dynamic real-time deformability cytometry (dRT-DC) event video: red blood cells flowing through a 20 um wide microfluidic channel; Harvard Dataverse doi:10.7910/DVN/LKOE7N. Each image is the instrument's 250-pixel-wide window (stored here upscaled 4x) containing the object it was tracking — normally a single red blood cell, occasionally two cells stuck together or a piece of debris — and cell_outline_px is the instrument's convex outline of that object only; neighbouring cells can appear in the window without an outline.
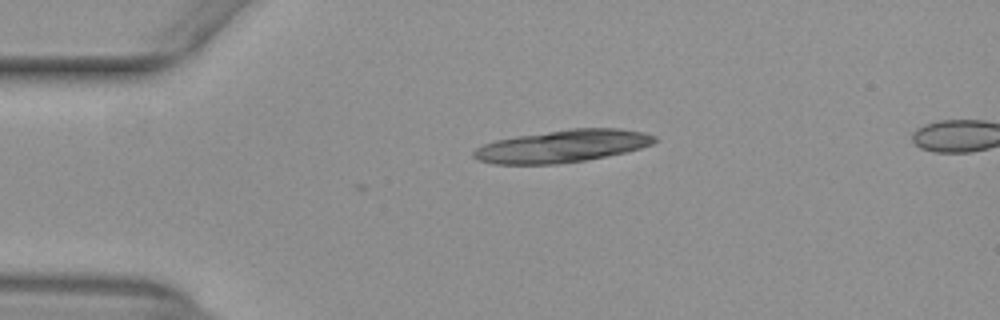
{"species": "common noctule bat (a hibernating species)", "species_latin": "Nyctalus noctula", "temperature_condition": "warm", "stored_images_in_passage": 4, "camera_frame_rate_fps": 3000, "um_per_image_px": 0.085, "animal": {"sex": "female", "body_mass_g": 29.2, "forearm_length_mm": 56.3}, "frame": {"image": 1, "passage_image": 4, "time_ms": 1.0, "image_size_px": [1000, 320], "cell_outline_px": [[656, 140], [652, 144], [628, 152], [584, 160], [556, 164], [492, 164], [476, 160], [472, 156], [472, 152], [476, 148], [484, 144], [496, 140], [516, 136], [568, 128], [620, 128], [644, 132], [656, 136]], "centroid_in_image_um": [47.79, 12.42], "position_along_channel_um": 37.2, "area_um2": 34.39}}